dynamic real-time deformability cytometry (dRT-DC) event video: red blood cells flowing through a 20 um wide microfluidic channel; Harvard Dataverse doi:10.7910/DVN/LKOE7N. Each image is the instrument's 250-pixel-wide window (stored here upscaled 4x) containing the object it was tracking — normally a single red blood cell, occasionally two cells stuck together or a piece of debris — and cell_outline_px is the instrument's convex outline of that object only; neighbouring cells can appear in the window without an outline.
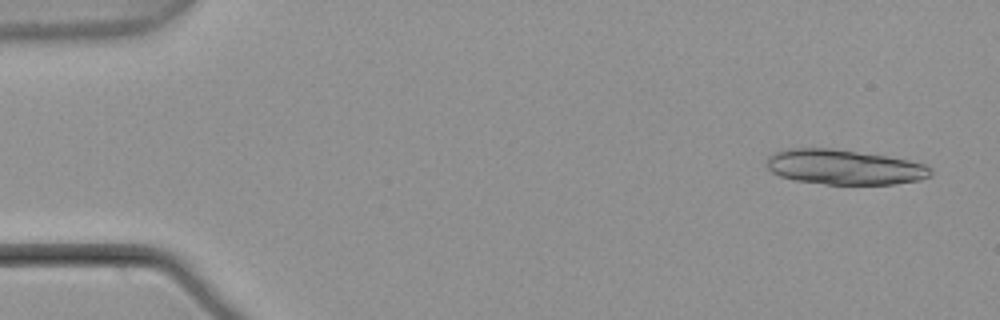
{"species": "common noctule bat (a hibernating species)", "species_latin": "Nyctalus noctula", "temperature_condition": "warm", "stored_images_in_passage": 18, "camera_frame_rate_fps": 3000, "um_per_image_px": 0.085, "animal": {"sex": "male", "body_mass_g": 21.5, "forearm_length_mm": 52.0}, "frame": {"image": 1, "passage_image": 1, "time_ms": 0.0, "image_size_px": [1000, 320], "cell_outline_px": [[932, 176], [920, 180], [896, 184], [828, 184], [792, 180], [780, 176], [772, 172], [768, 168], [768, 156], [776, 152], [788, 148], [832, 148], [888, 156], [908, 160], [924, 164], [932, 168]], "centroid_in_image_um": [71.79, 14.2], "position_along_channel_um": 13.2, "area_um2": 33.52}}
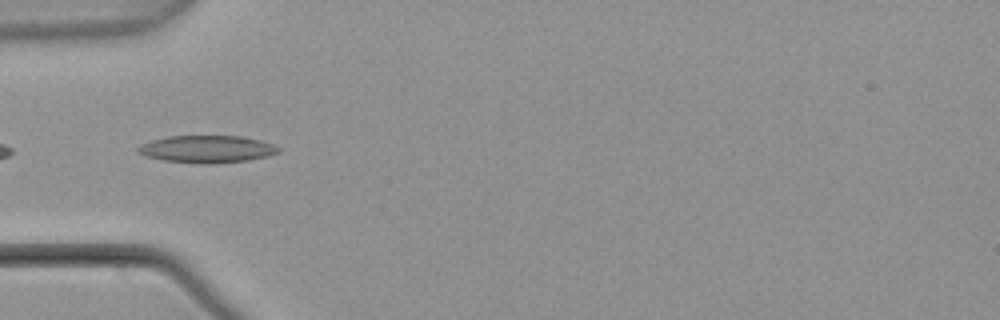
{"frame": {"image": 2, "passage_image": 16, "time_ms": 5.0, "image_size_px": [1000, 320], "cell_outline_px": [[280, 152], [268, 156], [248, 160], [208, 164], [200, 164], [164, 160], [148, 156], [136, 152], [136, 148], [152, 140], [168, 136], [244, 136], [260, 140], [272, 144], [280, 148]], "centroid_in_image_um": [17.62, 12.67], "position_along_channel_um": 67.4, "area_um2": 22.25}}